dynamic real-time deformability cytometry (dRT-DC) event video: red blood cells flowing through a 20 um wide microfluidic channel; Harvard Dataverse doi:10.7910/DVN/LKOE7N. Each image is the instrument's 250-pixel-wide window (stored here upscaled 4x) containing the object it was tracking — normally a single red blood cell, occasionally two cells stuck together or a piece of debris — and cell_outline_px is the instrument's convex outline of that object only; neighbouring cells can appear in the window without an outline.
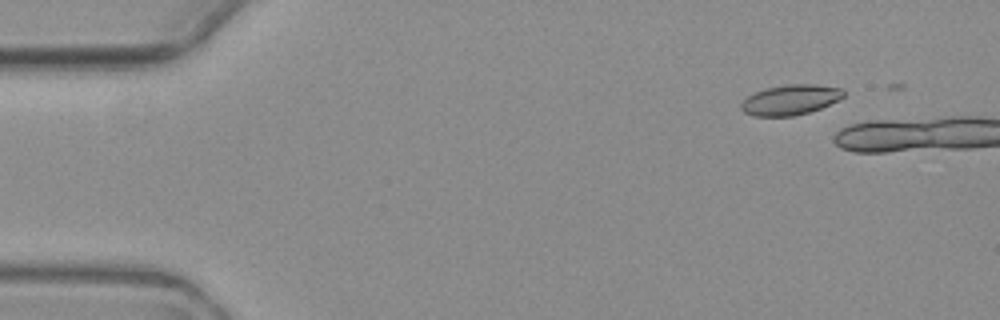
{"species": "common noctule bat (a hibernating species)", "species_latin": "Nyctalus noctula", "temperature_condition": "warm", "stored_images_in_passage": 2, "camera_frame_rate_fps": 3000, "um_per_image_px": 0.085, "animal": {"sex": "female", "body_mass_g": 19.3, "forearm_length_mm": 54.1}, "frame": {"image": 1, "passage_image": 2, "time_ms": 1.333, "image_size_px": [1000, 320], "cell_outline_px": [[844, 96], [820, 108], [808, 112], [792, 116], [752, 116], [744, 112], [740, 108], [740, 104], [748, 96], [764, 88], [788, 84], [816, 84], [844, 88]], "centroid_in_image_um": [67.17, 8.47], "position_along_channel_um": 17.8, "area_um2": 17.98}}